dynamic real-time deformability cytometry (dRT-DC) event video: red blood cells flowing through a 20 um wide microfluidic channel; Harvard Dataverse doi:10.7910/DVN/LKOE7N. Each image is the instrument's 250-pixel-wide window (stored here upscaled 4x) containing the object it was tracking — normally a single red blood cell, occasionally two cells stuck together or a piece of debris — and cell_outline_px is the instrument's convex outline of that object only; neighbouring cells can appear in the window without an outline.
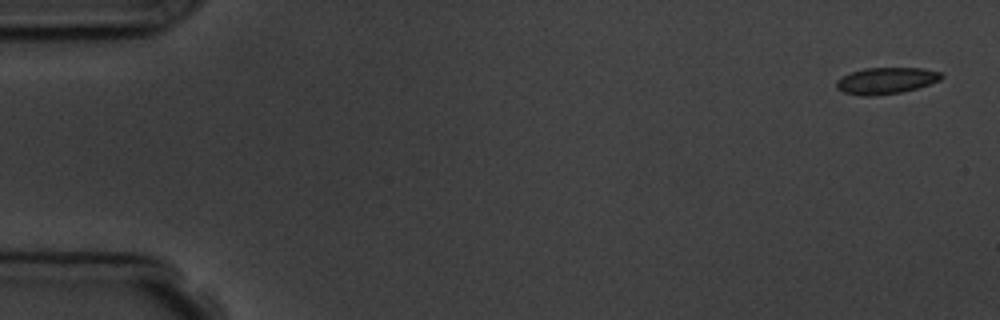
{"species": "common noctule bat (a hibernating species)", "species_latin": "Nyctalus noctula", "temperature_condition": "room temperature", "stored_images_in_passage": 5, "camera_frame_rate_fps": 3000, "um_per_image_px": 0.085, "animal": {"sex": "male", "body_mass_g": 19.5, "forearm_length_mm": 54.6}, "frame": {"image": 1, "passage_image": 1, "time_ms": 0.0, "image_size_px": [1000, 320], "cell_outline_px": [[944, 76], [940, 80], [916, 88], [900, 92], [872, 96], [860, 96], [844, 92], [836, 88], [836, 80], [852, 72], [864, 68], [924, 68], [940, 72]], "centroid_in_image_um": [75.31, 6.85], "position_along_channel_um": 9.7, "area_um2": 16.07}}
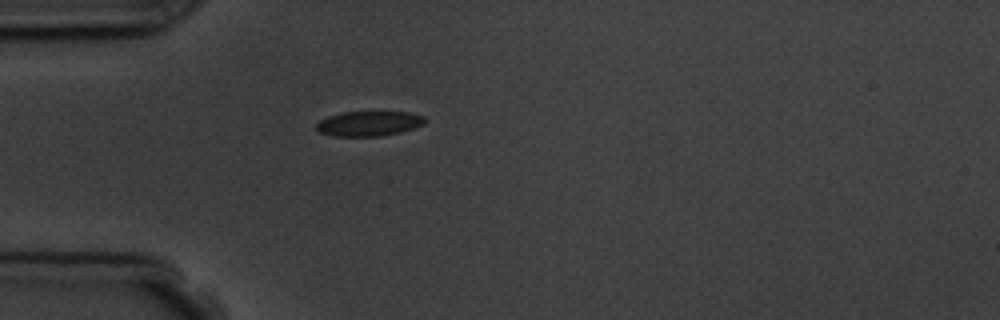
{"frame": {"image": 2, "passage_image": 5, "time_ms": 4.667, "image_size_px": [1000, 320], "cell_outline_px": [[428, 120], [424, 124], [400, 132], [380, 136], [332, 136], [320, 132], [316, 128], [316, 124], [320, 120], [328, 116], [344, 112], [408, 112], [424, 116]], "centroid_in_image_um": [31.36, 10.5], "position_along_channel_um": 53.6, "area_um2": 15.72}}